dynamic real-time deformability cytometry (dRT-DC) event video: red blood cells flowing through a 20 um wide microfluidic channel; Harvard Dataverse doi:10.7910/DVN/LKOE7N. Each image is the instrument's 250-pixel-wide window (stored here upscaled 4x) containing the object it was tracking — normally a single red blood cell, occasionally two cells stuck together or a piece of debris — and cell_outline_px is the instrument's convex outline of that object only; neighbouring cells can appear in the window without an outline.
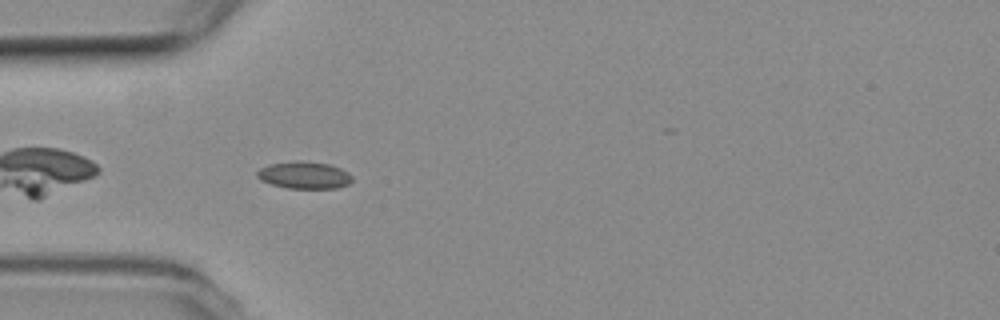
{"species": "common noctule bat (a hibernating species)", "species_latin": "Nyctalus noctula", "temperature_condition": "room temperature", "stored_images_in_passage": 31, "camera_frame_rate_fps": 3000, "um_per_image_px": 0.085, "animal": {"sex": "female", "body_mass_g": 19.3, "forearm_length_mm": 54.1}, "frame": {"image": 1, "passage_image": 3, "time_ms": 0.667, "image_size_px": [1000, 320], "cell_outline_px": [[352, 180], [348, 184], [336, 188], [288, 188], [272, 184], [260, 180], [256, 176], [256, 172], [260, 168], [268, 164], [300, 160], [328, 164], [340, 168], [348, 172], [352, 176]], "centroid_in_image_um": [25.84, 14.88], "position_along_channel_um": 59.2, "area_um2": 15.03}}
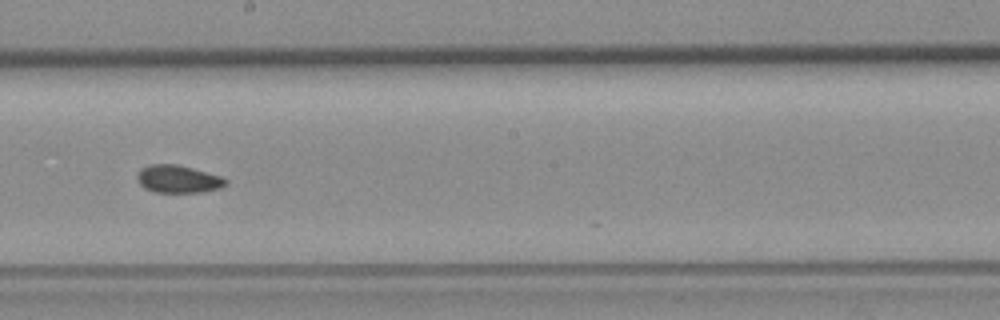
{"frame": {"image": 2, "passage_image": 17, "time_ms": 5.333, "image_size_px": [1000, 320], "cell_outline_px": [[228, 184], [220, 188], [200, 192], [152, 192], [144, 188], [140, 184], [136, 176], [140, 168], [148, 164], [176, 164], [192, 168], [220, 176], [228, 180]], "centroid_in_image_um": [15.11, 15.22], "position_along_channel_um": 233.1, "area_um2": 14.33}}
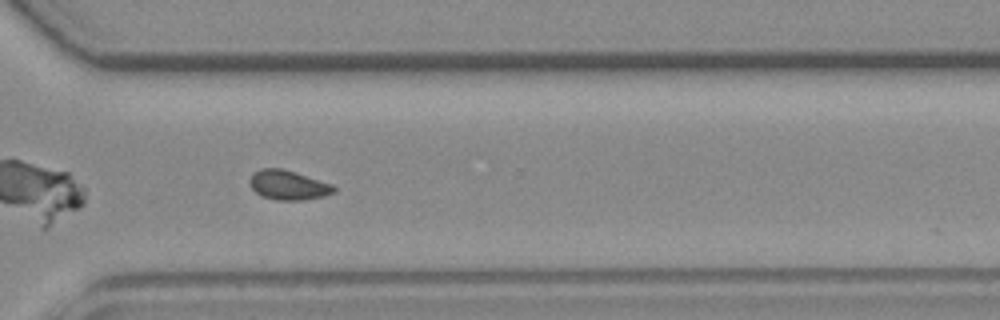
{"frame": {"image": 3, "passage_image": 26, "time_ms": 8.333, "image_size_px": [1000, 320], "cell_outline_px": [[336, 192], [324, 196], [304, 200], [276, 200], [260, 196], [252, 188], [248, 180], [252, 172], [260, 168], [280, 168], [332, 184], [336, 188]], "centroid_in_image_um": [24.46, 15.74], "position_along_channel_um": 346.1, "area_um2": 14.51}, "authors_computed_cell_mechanics": {"area_um2": 14.2766, "velocity_mm_per_s": 3.7686, "shape_relaxation_time_tau1_ms": null, "shape_relaxation_time_tau2_ms": 2.5796, "deformation_change_tau1": null, "deformation_change_tau2": 0.067}}